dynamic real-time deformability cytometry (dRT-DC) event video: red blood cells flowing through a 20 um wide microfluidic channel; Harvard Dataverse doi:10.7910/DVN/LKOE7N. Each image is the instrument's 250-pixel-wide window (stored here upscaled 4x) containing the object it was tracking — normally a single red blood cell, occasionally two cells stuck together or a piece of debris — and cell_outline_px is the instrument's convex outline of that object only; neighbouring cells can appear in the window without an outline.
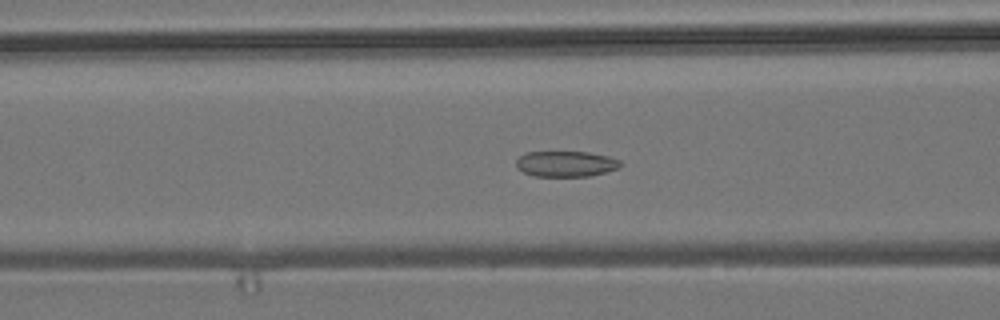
{"species": "common noctule bat (a hibernating species)", "species_latin": "Nyctalus noctula", "temperature_condition": "room temperature", "stored_images_in_passage": 38, "camera_frame_rate_fps": 3000, "um_per_image_px": 0.085, "animal": {"sex": "male", "body_mass_g": 19.2, "forearm_length_mm": 51.8}, "frame": {"image": 1, "passage_image": 5, "time_ms": 1.333, "image_size_px": [1000, 320], "cell_outline_px": [[624, 164], [616, 168], [604, 172], [588, 176], [532, 176], [524, 172], [516, 164], [516, 160], [520, 156], [528, 152], [588, 152], [608, 156], [620, 160]], "centroid_in_image_um": [48.11, 13.92], "position_along_channel_um": 118.5, "area_um2": 15.43}}
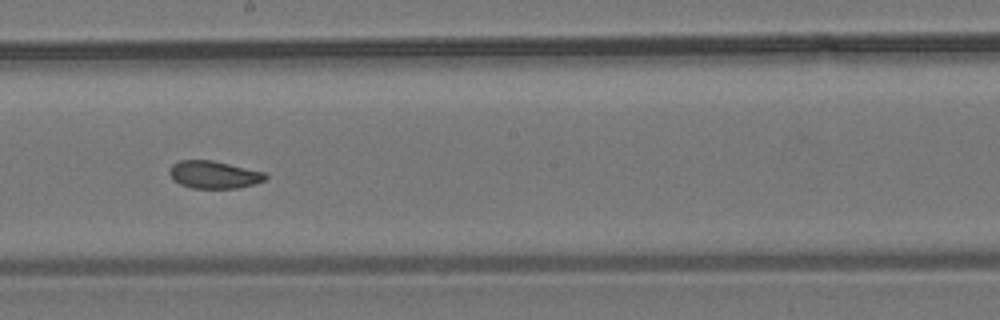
{"frame": {"image": 2, "passage_image": 14, "time_ms": 4.333, "image_size_px": [1000, 320], "cell_outline_px": [[268, 176], [264, 180], [256, 184], [240, 188], [192, 188], [180, 184], [168, 172], [172, 164], [180, 160], [212, 160], [264, 172]], "centroid_in_image_um": [18.2, 14.85], "position_along_channel_um": 230.0, "area_um2": 15.32}}
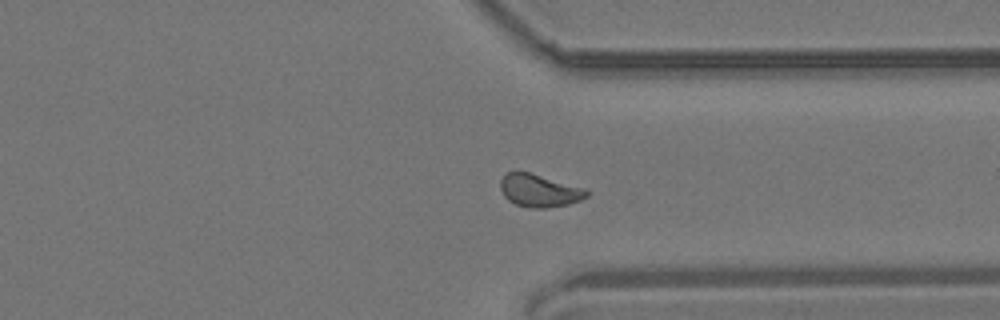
{"frame": {"image": 3, "passage_image": 25, "time_ms": 8.0, "image_size_px": [1000, 320], "cell_outline_px": [[588, 196], [580, 200], [568, 204], [544, 208], [532, 208], [516, 204], [508, 200], [504, 196], [500, 188], [500, 180], [504, 172], [528, 172], [584, 188], [588, 192]], "centroid_in_image_um": [45.8, 16.2], "position_along_channel_um": 365.6, "area_um2": 16.24}, "authors_computed_cell_mechanics": {"area_um2": 16.0106, "velocity_mm_per_s": 3.7059, "shape_relaxation_time_tau1_ms": 11.1314, "shape_relaxation_time_tau2_ms": 2.0581, "deformation_change_tau1": 0.1329, "deformation_change_tau2": 0.063}}